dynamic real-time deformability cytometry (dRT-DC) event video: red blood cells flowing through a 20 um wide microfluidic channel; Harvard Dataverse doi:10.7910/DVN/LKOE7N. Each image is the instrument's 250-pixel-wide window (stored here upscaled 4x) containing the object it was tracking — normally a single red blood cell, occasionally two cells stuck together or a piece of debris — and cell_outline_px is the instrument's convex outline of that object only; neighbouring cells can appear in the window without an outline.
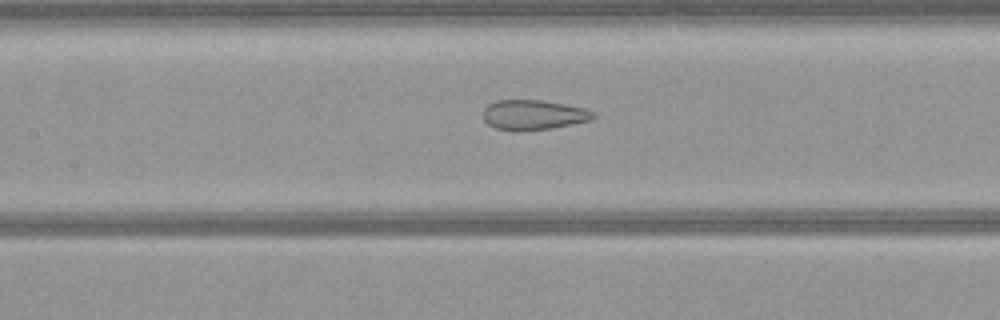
{"species": "common noctule bat (a hibernating species)", "species_latin": "Nyctalus noctula", "temperature_condition": "warm", "stored_images_in_passage": 35, "camera_frame_rate_fps": 3000, "um_per_image_px": 0.085, "animal": {"sex": "female", "body_mass_g": 21.9}, "frame": {"image": 1, "passage_image": 11, "time_ms": 3.333, "image_size_px": [1000, 320], "cell_outline_px": [[596, 116], [592, 120], [552, 128], [516, 132], [496, 128], [488, 124], [484, 120], [484, 108], [488, 104], [496, 100], [540, 100], [564, 104], [584, 108], [592, 112]], "centroid_in_image_um": [45.32, 9.77], "position_along_channel_um": 162.1, "area_um2": 19.25}}
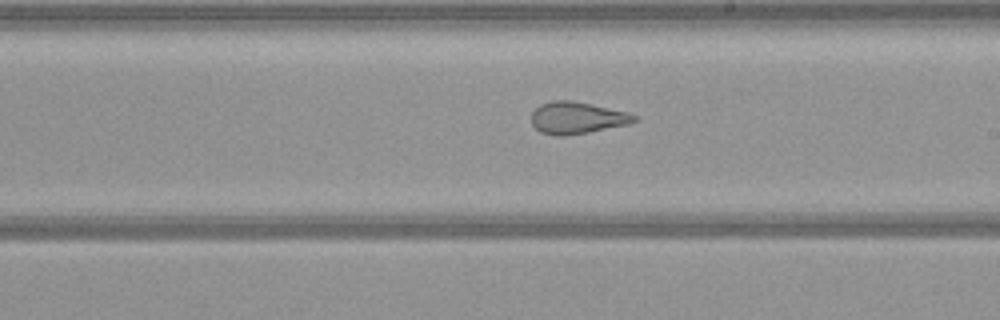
{"frame": {"image": 2, "passage_image": 17, "time_ms": 5.333, "image_size_px": [1000, 320], "cell_outline_px": [[636, 120], [628, 124], [588, 132], [564, 136], [556, 136], [540, 132], [532, 124], [532, 112], [540, 104], [552, 100], [572, 100], [592, 104], [628, 112], [636, 116]], "centroid_in_image_um": [49.02, 10.01], "position_along_channel_um": 240.0, "area_um2": 19.07}}
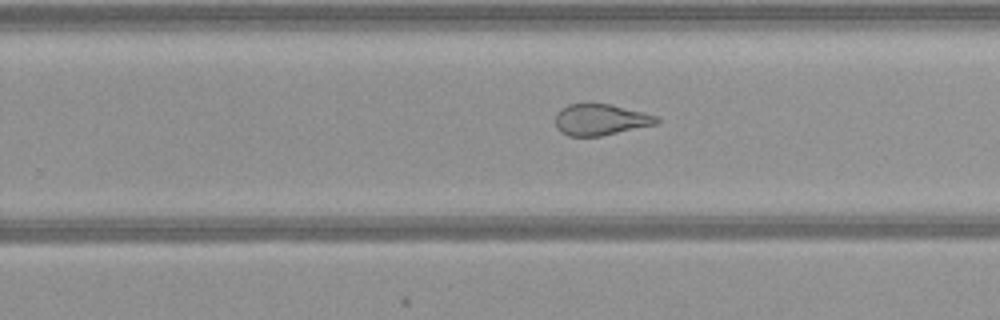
{"frame": {"image": 3, "passage_image": 20, "time_ms": 6.333, "image_size_px": [1000, 320], "cell_outline_px": [[660, 120], [656, 124], [600, 136], [568, 136], [560, 132], [556, 128], [556, 116], [568, 104], [608, 104], [660, 116]], "centroid_in_image_um": [51.07, 10.18], "position_along_channel_um": 278.7, "area_um2": 18.15}}